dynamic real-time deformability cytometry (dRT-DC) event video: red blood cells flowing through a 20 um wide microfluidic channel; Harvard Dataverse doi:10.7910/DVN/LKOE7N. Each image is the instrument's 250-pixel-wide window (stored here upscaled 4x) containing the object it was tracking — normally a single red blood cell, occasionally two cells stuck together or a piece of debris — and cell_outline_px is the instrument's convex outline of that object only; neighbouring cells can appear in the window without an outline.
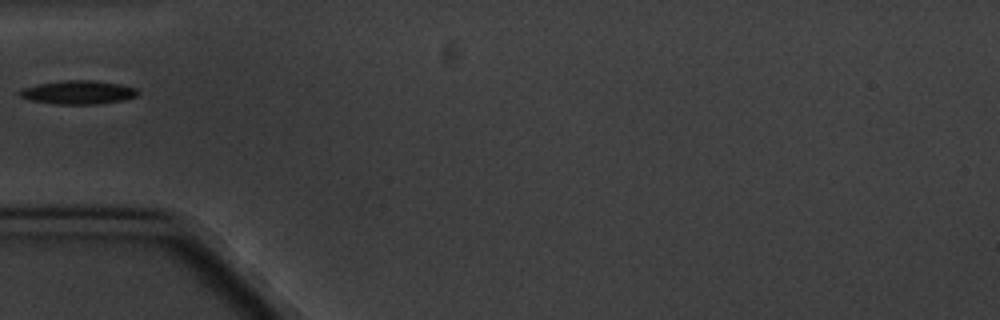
{"species": "common noctule bat (a hibernating species)", "species_latin": "Nyctalus noctula", "temperature_condition": "cold", "stored_images_in_passage": 1, "camera_frame_rate_fps": 3000, "um_per_image_px": 0.085, "animal": {"sex": "male", "body_mass_g": 20.1, "forearm_length_mm": 53.5}, "frame": {"image": 1, "passage_image": 1, "time_ms": 0.0, "image_size_px": [1000, 320], "cell_outline_px": [[140, 92], [136, 96], [124, 100], [96, 104], [56, 104], [32, 100], [20, 96], [16, 92], [20, 88], [36, 84], [64, 80], [92, 80], [120, 84], [136, 88]], "centroid_in_image_um": [6.62, 7.84], "position_along_channel_um": 78.4, "area_um2": 16.36}}